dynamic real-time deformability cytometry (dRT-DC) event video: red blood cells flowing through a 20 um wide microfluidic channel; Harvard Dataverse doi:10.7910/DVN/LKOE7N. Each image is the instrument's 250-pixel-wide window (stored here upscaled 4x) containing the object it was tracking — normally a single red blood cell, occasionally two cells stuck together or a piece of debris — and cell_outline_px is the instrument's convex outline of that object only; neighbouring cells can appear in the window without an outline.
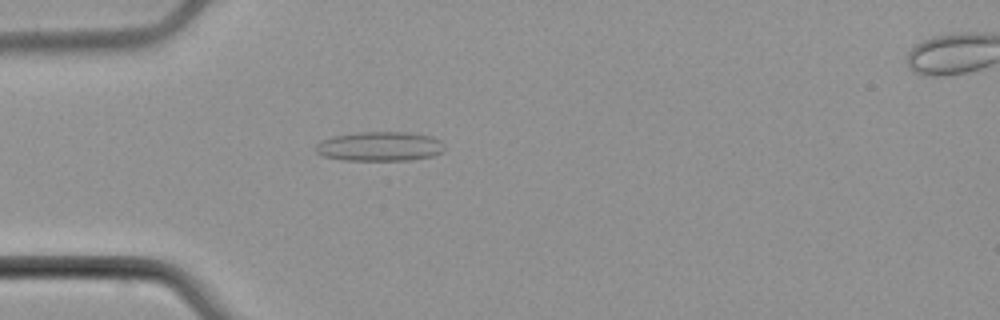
{"species": "common noctule bat (a hibernating species)", "species_latin": "Nyctalus noctula", "temperature_condition": "cold", "stored_images_in_passage": 4, "camera_frame_rate_fps": 3000, "um_per_image_px": 0.085, "animal": {"sex": "male", "body_mass_g": 21.5, "forearm_length_mm": 52.0}, "frame": {"image": 1, "passage_image": 4, "time_ms": 3.667, "image_size_px": [1000, 320], "cell_outline_px": [[444, 152], [432, 156], [408, 160], [344, 160], [324, 156], [316, 152], [316, 144], [332, 136], [360, 132], [408, 132], [432, 136], [440, 140], [444, 144]], "centroid_in_image_um": [32.32, 12.44], "position_along_channel_um": 52.7, "area_um2": 22.08}}